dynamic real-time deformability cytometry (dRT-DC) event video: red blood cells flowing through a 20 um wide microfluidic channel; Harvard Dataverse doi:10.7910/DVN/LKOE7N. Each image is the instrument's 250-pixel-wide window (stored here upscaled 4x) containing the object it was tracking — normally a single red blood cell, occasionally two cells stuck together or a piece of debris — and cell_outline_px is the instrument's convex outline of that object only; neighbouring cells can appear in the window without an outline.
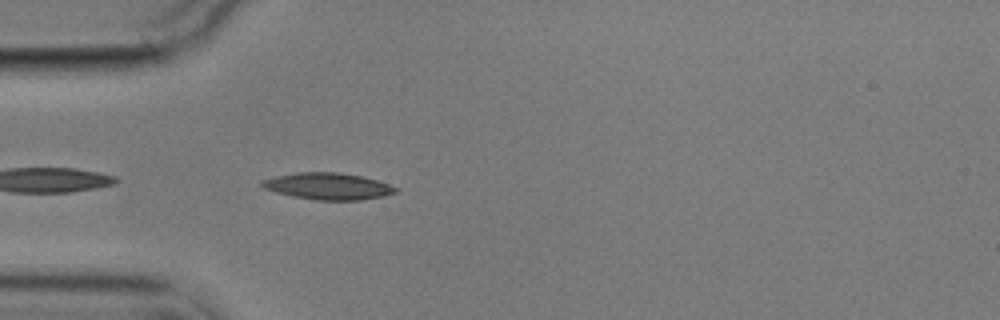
{"species": "common noctule bat (a hibernating species)", "species_latin": "Nyctalus noctula", "temperature_condition": "cold", "stored_images_in_passage": 2, "camera_frame_rate_fps": 3000, "um_per_image_px": 0.085, "animal": {"sex": "male", "body_mass_g": 17.9}, "frame": {"image": 1, "passage_image": 2, "time_ms": 1.333, "image_size_px": [1000, 320], "cell_outline_px": [[400, 188], [396, 192], [384, 196], [360, 200], [316, 200], [292, 196], [276, 192], [264, 188], [260, 184], [260, 180], [276, 176], [300, 172], [336, 172], [360, 176], [376, 180]], "centroid_in_image_um": [27.87, 15.83], "position_along_channel_um": 57.1, "area_um2": 20.69}}